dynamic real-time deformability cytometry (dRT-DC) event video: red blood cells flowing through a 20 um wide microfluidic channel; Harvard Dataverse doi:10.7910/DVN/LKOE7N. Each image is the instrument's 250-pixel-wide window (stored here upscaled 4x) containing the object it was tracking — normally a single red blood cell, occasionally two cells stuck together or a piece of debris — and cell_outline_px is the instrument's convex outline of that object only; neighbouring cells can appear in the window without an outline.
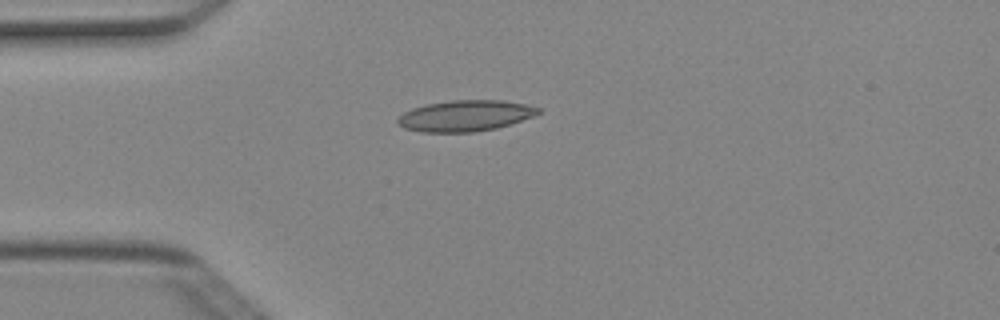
{"species": "Egyptian fruit bat (a non-hibernating species)", "species_latin": "Rousettus aegyptiacus", "temperature_condition": "cold", "stored_images_in_passage": 2, "camera_frame_rate_fps": 3000, "um_per_image_px": 0.085, "animal": {"sex": "female"}, "frame": {"image": 1, "passage_image": 1, "time_ms": 0.0, "image_size_px": [1000, 320], "cell_outline_px": [[540, 112], [532, 116], [496, 128], [476, 132], [424, 132], [404, 128], [396, 120], [404, 112], [412, 108], [424, 104], [452, 100], [500, 100], [524, 104], [540, 108]], "centroid_in_image_um": [39.51, 9.83], "position_along_channel_um": 45.5, "area_um2": 25.14}}